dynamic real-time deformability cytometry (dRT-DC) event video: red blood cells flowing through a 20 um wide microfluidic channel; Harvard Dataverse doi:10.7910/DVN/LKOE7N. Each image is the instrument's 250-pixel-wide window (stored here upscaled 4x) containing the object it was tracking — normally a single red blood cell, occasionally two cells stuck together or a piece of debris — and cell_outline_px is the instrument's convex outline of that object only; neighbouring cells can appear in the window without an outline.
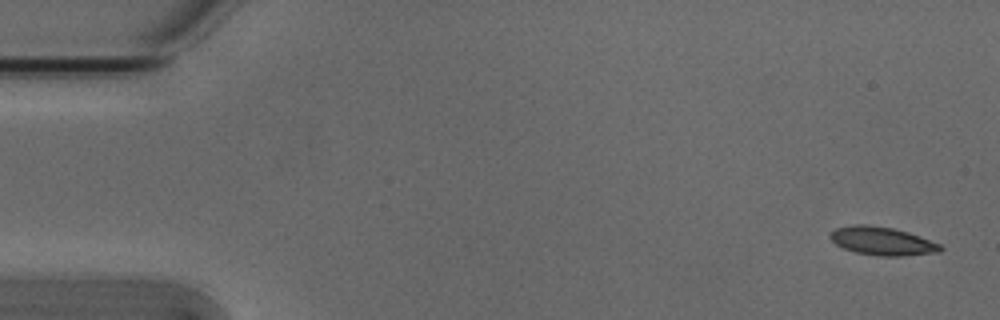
{"species": "Egyptian fruit bat (a non-hibernating species)", "species_latin": "Rousettus aegyptiacus", "temperature_condition": "cold", "stored_images_in_passage": 7, "camera_frame_rate_fps": 3000, "um_per_image_px": 0.085, "animal": {"sex": "male"}, "frame": {"image": 1, "passage_image": 1, "time_ms": 0.0, "image_size_px": [1000, 320], "cell_outline_px": [[944, 248], [940, 252], [900, 256], [880, 256], [856, 252], [844, 248], [836, 244], [828, 236], [836, 228], [852, 224], [868, 224], [892, 228], [908, 232], [940, 244]], "centroid_in_image_um": [74.98, 20.48], "position_along_channel_um": 10.0, "area_um2": 18.09}}
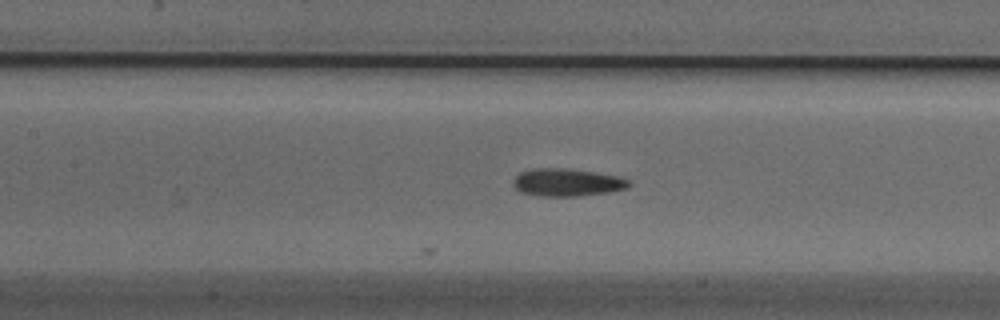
{"frame": {"image": 2, "passage_image": 7, "time_ms": 2.0, "image_size_px": [1000, 320], "cell_outline_px": [[632, 184], [628, 188], [608, 192], [576, 196], [540, 196], [520, 192], [512, 184], [512, 180], [520, 172], [532, 168], [568, 168], [620, 176], [628, 180]], "centroid_in_image_um": [48.19, 15.5], "position_along_channel_um": 159.2, "area_um2": 18.79}}